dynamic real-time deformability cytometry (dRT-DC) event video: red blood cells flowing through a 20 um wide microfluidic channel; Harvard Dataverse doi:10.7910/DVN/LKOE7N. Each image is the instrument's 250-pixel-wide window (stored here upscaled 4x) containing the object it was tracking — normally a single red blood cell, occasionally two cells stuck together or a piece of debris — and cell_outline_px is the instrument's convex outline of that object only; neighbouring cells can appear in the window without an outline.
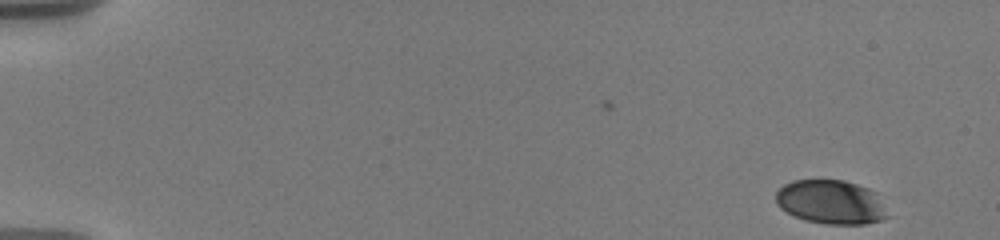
{"species": "human", "species_latin": "Homo sapiens", "temperature_condition": "warm", "stored_images_in_passage": 36, "camera_frame_rate_fps": 3000, "um_per_image_px": 0.085, "donor": {"sex": "male"}, "frame": {"image": 1, "passage_image": 1, "time_ms": 0.0, "image_size_px": [1000, 240], "cell_outline_px": [[888, 216], [880, 220], [864, 224], [824, 224], [804, 220], [780, 208], [776, 204], [776, 192], [784, 184], [792, 180], [844, 180], [868, 188], [876, 192]], "centroid_in_image_um": [70.6, 17.17], "position_along_channel_um": 14.4, "area_um2": 28.55}}
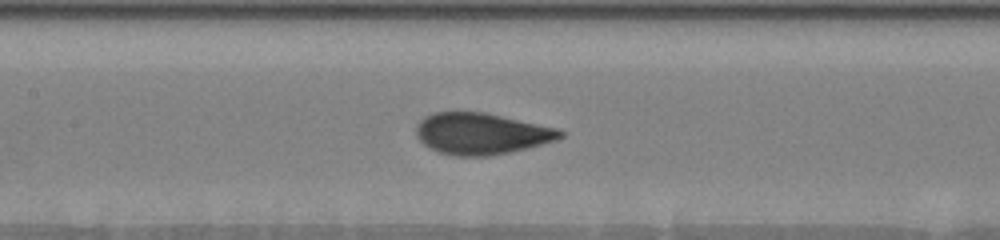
{"frame": {"image": 2, "passage_image": 15, "time_ms": 8.333, "image_size_px": [1000, 240], "cell_outline_px": [[564, 136], [556, 140], [492, 156], [456, 156], [440, 152], [424, 144], [416, 136], [416, 124], [424, 116], [432, 112], [484, 112], [556, 128], [564, 132]], "centroid_in_image_um": [40.87, 11.35], "position_along_channel_um": 166.5, "area_um2": 34.45}}
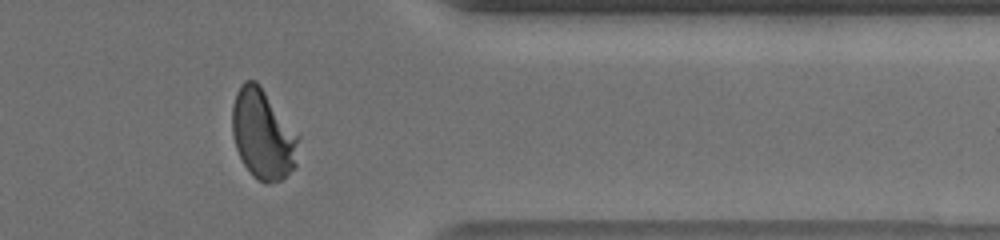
{"frame": {"image": 3, "passage_image": 30, "time_ms": 14.667, "image_size_px": [1000, 240], "cell_outline_px": [[300, 136], [296, 168], [280, 180], [268, 184], [264, 184], [252, 176], [244, 164], [236, 148], [232, 132], [232, 108], [236, 92], [240, 84], [244, 80], [256, 80], [260, 84]], "centroid_in_image_um": [22.37, 11.42], "position_along_channel_um": 389.0, "area_um2": 35.2}, "authors_computed_cell_mechanics": {"area_um2": 34.4488, "velocity_mm_per_s": 3.643, "shape_relaxation_time_tau1_ms": 3.8704, "shape_relaxation_time_tau2_ms": null, "deformation_change_tau1": 0.1825, "deformation_change_tau2": null}}